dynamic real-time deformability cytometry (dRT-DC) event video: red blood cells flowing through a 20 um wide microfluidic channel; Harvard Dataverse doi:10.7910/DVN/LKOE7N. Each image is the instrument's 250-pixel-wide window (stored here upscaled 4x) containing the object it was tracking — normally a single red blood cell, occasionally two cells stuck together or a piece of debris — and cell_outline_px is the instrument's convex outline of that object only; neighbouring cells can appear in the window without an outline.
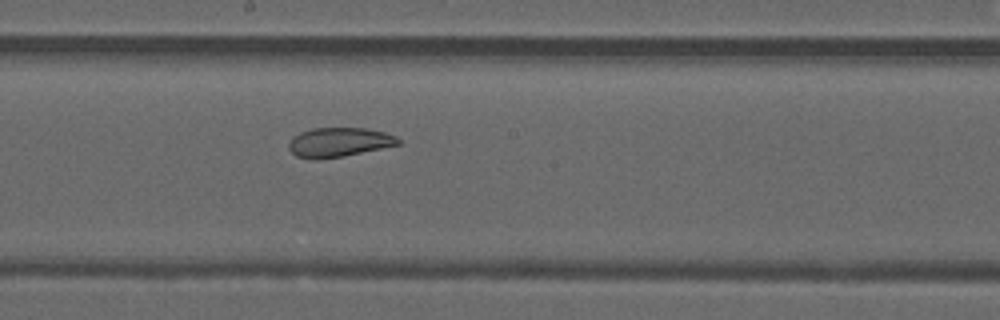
{"species": "common noctule bat (a hibernating species)", "species_latin": "Nyctalus noctula", "temperature_condition": "warm", "stored_images_in_passage": 46, "camera_frame_rate_fps": 3000, "um_per_image_px": 0.085, "animal": {"sex": "male", "forearm_length_mm": 52.5}, "frame": {"image": 1, "passage_image": 27, "time_ms": 8.667, "image_size_px": [1000, 320], "cell_outline_px": [[400, 144], [344, 156], [316, 160], [312, 160], [296, 156], [288, 148], [288, 144], [292, 136], [300, 132], [312, 128], [364, 128], [384, 132], [396, 136], [400, 140]], "centroid_in_image_um": [28.77, 12.09], "position_along_channel_um": 219.4, "area_um2": 18.79}}
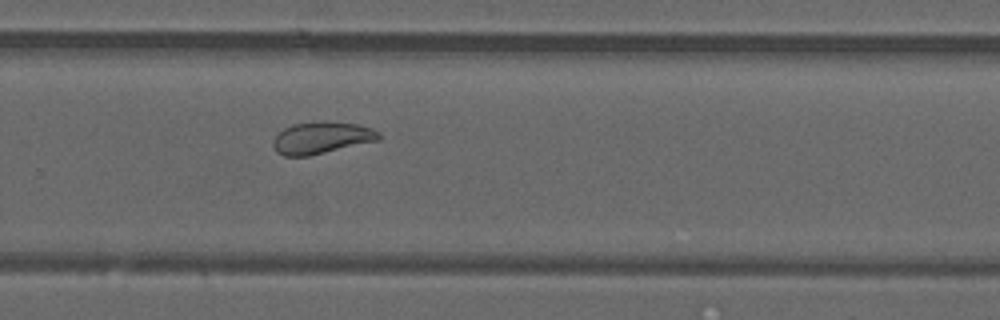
{"frame": {"image": 2, "passage_image": 33, "time_ms": 10.667, "image_size_px": [1000, 320], "cell_outline_px": [[380, 140], [308, 156], [284, 156], [276, 152], [272, 144], [272, 140], [284, 128], [292, 124], [328, 120], [356, 124], [372, 128], [380, 132]], "centroid_in_image_um": [27.33, 11.7], "position_along_channel_um": 302.5, "area_um2": 19.83}}
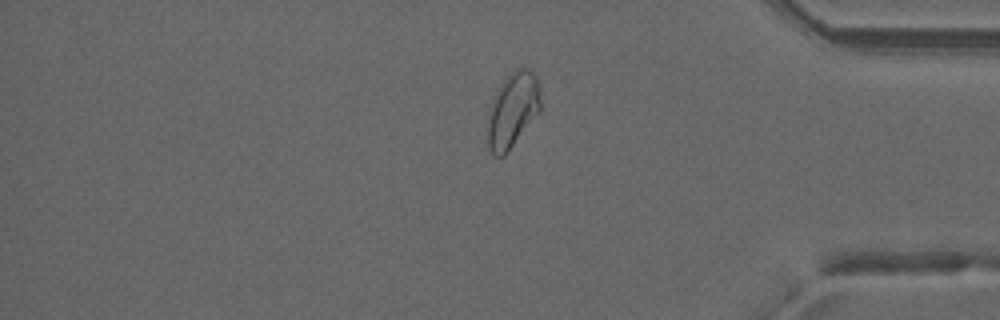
{"frame": {"image": 3, "passage_image": 41, "time_ms": 13.333, "image_size_px": [1000, 320], "cell_outline_px": [[540, 108], [504, 156], [496, 156], [492, 152], [488, 144], [488, 112], [504, 80], [516, 68], [528, 68], [536, 76], [540, 84]], "centroid_in_image_um": [43.59, 9.33], "position_along_channel_um": 391.6, "area_um2": 22.2}, "authors_computed_cell_mechanics": {"area_um2": 23.3801, "velocity_mm_per_s": 4.1742, "shape_relaxation_time_tau1_ms": null, "shape_relaxation_time_tau2_ms": 1.8123, "deformation_change_tau1": null, "deformation_change_tau2": 0.077}}